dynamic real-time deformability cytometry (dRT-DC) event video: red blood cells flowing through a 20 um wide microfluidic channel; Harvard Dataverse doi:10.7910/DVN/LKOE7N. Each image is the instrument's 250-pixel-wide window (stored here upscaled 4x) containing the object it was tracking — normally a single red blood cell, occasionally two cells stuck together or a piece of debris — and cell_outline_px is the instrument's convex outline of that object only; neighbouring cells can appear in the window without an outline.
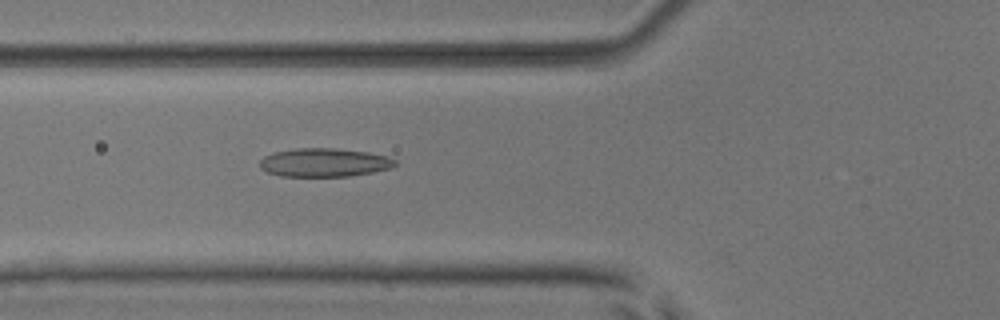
{"species": "common noctule bat (a hibernating species)", "species_latin": "Nyctalus noctula", "temperature_condition": "room temperature", "stored_images_in_passage": 53, "camera_frame_rate_fps": 3000, "um_per_image_px": 0.085, "animal": {"sex": "male", "body_mass_g": 17.9, "forearm_length_mm": 54.2}, "frame": {"image": 1, "passage_image": 20, "time_ms": 6.333, "image_size_px": [1000, 320], "cell_outline_px": [[396, 164], [392, 168], [372, 172], [348, 176], [280, 176], [268, 172], [260, 168], [260, 160], [264, 156], [272, 152], [296, 148], [336, 148], [368, 152], [388, 156], [396, 160]], "centroid_in_image_um": [27.56, 13.8], "position_along_channel_um": 98.2, "area_um2": 22.6}}
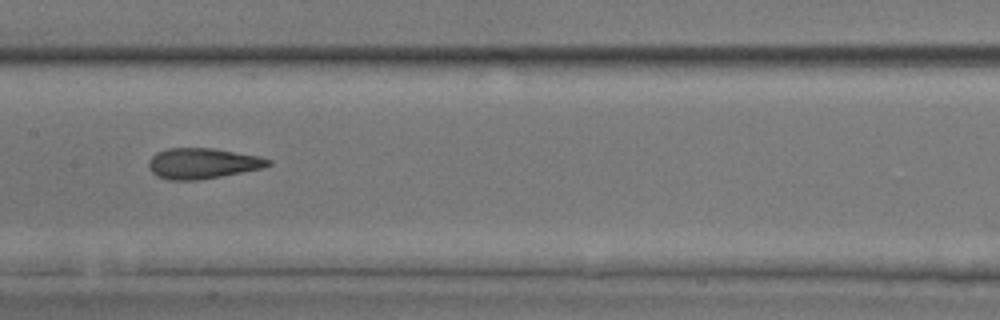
{"frame": {"image": 2, "passage_image": 27, "time_ms": 8.667, "image_size_px": [1000, 320], "cell_outline_px": [[272, 164], [260, 168], [200, 180], [168, 180], [156, 176], [148, 168], [148, 160], [156, 152], [168, 148], [216, 148], [260, 156], [272, 160]], "centroid_in_image_um": [17.18, 13.88], "position_along_channel_um": 190.2, "area_um2": 21.44}}
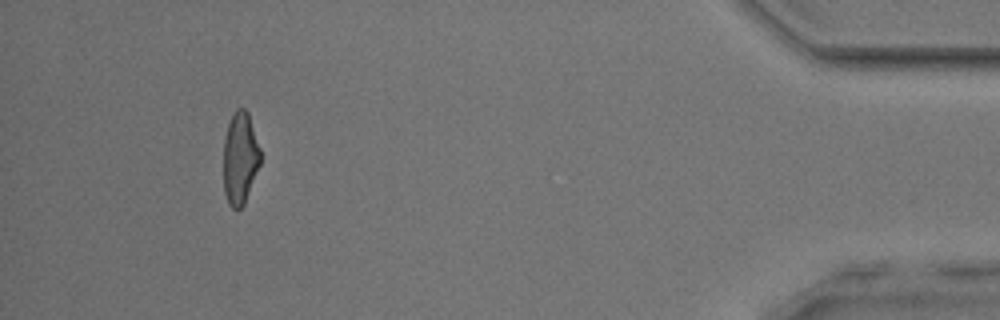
{"frame": {"image": 3, "passage_image": 49, "time_ms": 16.0, "image_size_px": [1000, 320], "cell_outline_px": [[260, 164], [244, 204], [240, 208], [232, 208], [228, 204], [224, 192], [224, 140], [228, 124], [236, 108], [244, 108], [248, 112], [260, 148]], "centroid_in_image_um": [20.4, 13.44], "position_along_channel_um": 414.8, "area_um2": 19.71}, "authors_computed_cell_mechanics": {"area_um2": 21.4438, "velocity_mm_per_s": 3.9318, "shape_relaxation_time_tau1_ms": null, "shape_relaxation_time_tau2_ms": 2.0185, "deformation_change_tau1": null, "deformation_change_tau2": 0.1106}}